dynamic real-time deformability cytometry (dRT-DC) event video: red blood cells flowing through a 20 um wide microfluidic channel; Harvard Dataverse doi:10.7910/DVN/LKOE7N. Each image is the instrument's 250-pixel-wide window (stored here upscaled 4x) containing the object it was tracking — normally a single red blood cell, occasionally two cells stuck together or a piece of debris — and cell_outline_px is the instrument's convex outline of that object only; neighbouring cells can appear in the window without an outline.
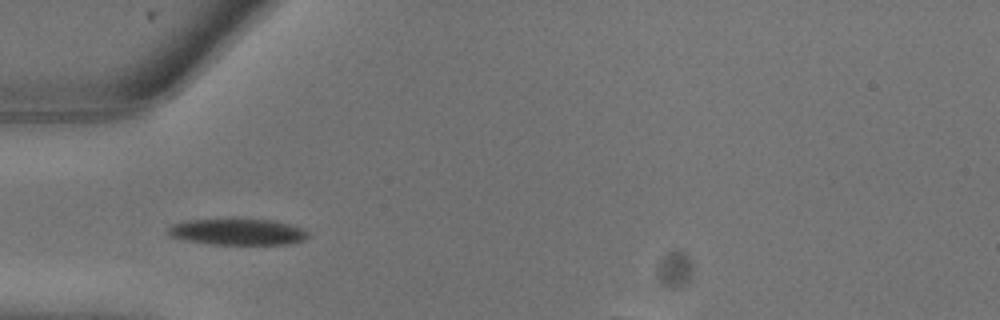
{"species": "common noctule bat (a hibernating species)", "species_latin": "Nyctalus noctula", "temperature_condition": "warm", "stored_images_in_passage": 3, "camera_frame_rate_fps": 3000, "um_per_image_px": 0.085, "animal": {"sex": "male", "body_mass_g": 13.3}, "frame": {"image": 1, "passage_image": 2, "time_ms": 0.333, "image_size_px": [1000, 320], "cell_outline_px": [[308, 236], [304, 240], [292, 244], [208, 244], [184, 240], [168, 236], [164, 232], [164, 228], [172, 224], [184, 220], [276, 220], [304, 228], [308, 232]], "centroid_in_image_um": [20.14, 19.72], "position_along_channel_um": 64.9, "area_um2": 21.68}}